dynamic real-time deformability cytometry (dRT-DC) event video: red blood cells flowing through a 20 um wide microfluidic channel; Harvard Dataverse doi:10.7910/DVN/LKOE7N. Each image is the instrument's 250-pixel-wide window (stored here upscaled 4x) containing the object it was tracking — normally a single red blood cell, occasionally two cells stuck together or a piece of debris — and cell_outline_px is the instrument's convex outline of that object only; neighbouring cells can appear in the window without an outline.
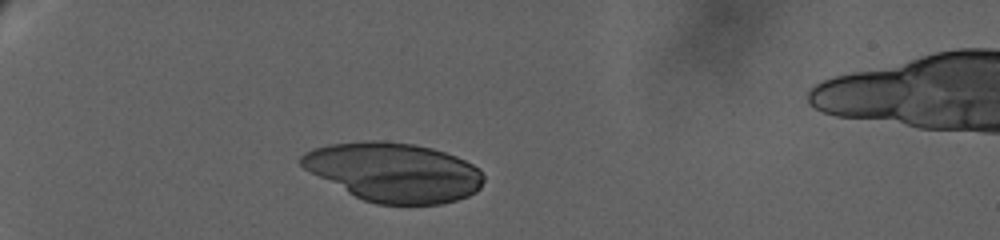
{"species": "human", "species_latin": "Homo sapiens", "temperature_condition": "warm", "stored_images_in_passage": 12, "camera_frame_rate_fps": 3000, "um_per_image_px": 0.085, "donor": {"sex": "female"}, "frame": {"image": 1, "passage_image": 1, "time_ms": 0.0, "image_size_px": [1000, 240], "cell_outline_px": [[484, 180], [480, 188], [476, 192], [468, 196], [456, 200], [440, 204], [376, 204], [364, 200], [348, 192], [304, 168], [300, 164], [300, 156], [304, 152], [312, 148], [328, 144], [372, 140], [380, 140], [412, 144], [432, 148], [456, 156], [480, 168], [484, 176]], "centroid_in_image_um": [33.5, 14.62], "position_along_channel_um": 51.5, "area_um2": 62.48}}